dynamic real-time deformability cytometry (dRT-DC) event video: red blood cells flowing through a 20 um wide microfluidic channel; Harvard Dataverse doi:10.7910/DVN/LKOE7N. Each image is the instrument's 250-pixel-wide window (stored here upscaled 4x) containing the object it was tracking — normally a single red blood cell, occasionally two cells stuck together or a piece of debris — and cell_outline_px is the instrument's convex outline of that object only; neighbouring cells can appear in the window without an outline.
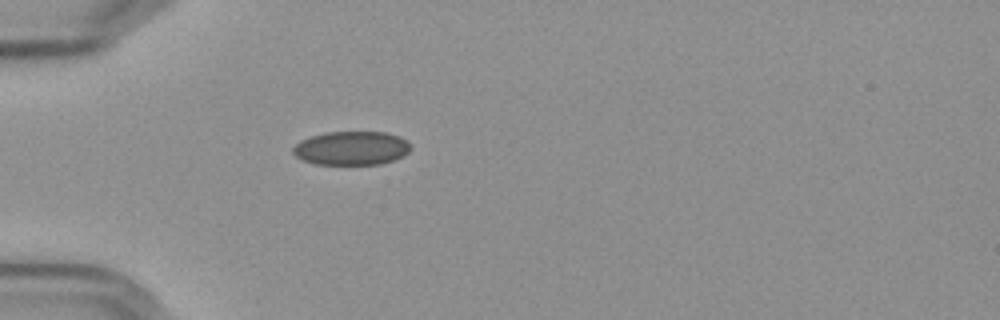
{"species": "Egyptian fruit bat (a non-hibernating species)", "species_latin": "Rousettus aegyptiacus", "temperature_condition": "cold", "stored_images_in_passage": 33, "camera_frame_rate_fps": 3000, "um_per_image_px": 0.085, "frame": {"image": 1, "passage_image": 1, "time_ms": 0.0, "image_size_px": [1000, 320], "cell_outline_px": [[412, 148], [408, 152], [392, 160], [380, 164], [312, 164], [296, 156], [292, 152], [292, 148], [300, 140], [324, 132], [384, 132], [396, 136], [404, 140]], "centroid_in_image_um": [29.81, 12.59], "position_along_channel_um": 55.2, "area_um2": 22.89}}
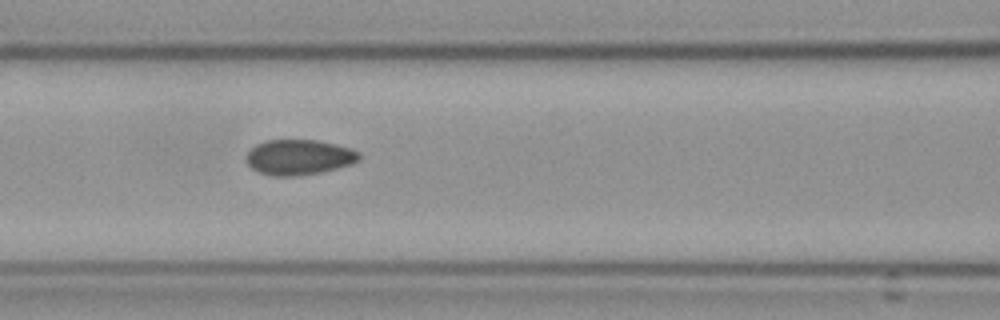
{"frame": {"image": 2, "passage_image": 9, "time_ms": 2.667, "image_size_px": [1000, 320], "cell_outline_px": [[360, 160], [352, 164], [320, 172], [296, 176], [272, 176], [260, 172], [252, 168], [244, 160], [248, 152], [256, 144], [264, 140], [316, 140], [336, 144], [352, 148], [360, 152]], "centroid_in_image_um": [25.42, 13.35], "position_along_channel_um": 141.2, "area_um2": 23.35}}
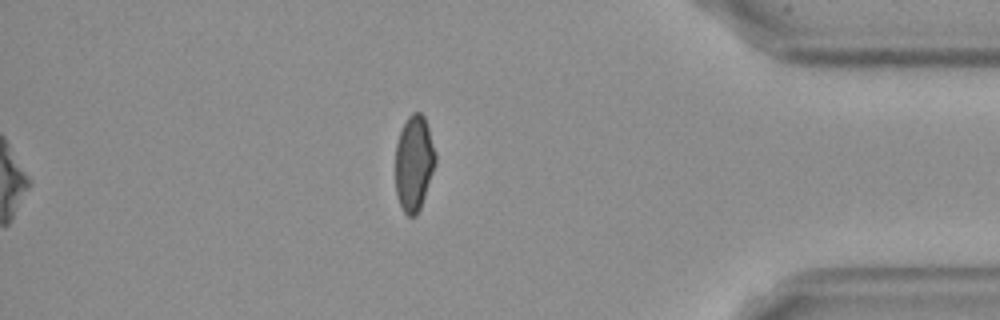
{"frame": {"image": 3, "passage_image": 33, "time_ms": 10.667, "image_size_px": [1000, 320], "cell_outline_px": [[436, 160], [420, 208], [416, 216], [408, 216], [404, 212], [396, 196], [396, 144], [400, 132], [408, 116], [412, 112], [420, 112], [424, 116], [428, 128], [436, 156]], "centroid_in_image_um": [35.17, 13.86], "position_along_channel_um": 400.0, "area_um2": 21.91}, "authors_computed_cell_mechanics": {"area_um2": 23.0044, "velocity_mm_per_s": 3.6074, "shape_relaxation_time_tau1_ms": null, "shape_relaxation_time_tau2_ms": 1.4155, "deformation_change_tau1": null, "deformation_change_tau2": 0.0569}}